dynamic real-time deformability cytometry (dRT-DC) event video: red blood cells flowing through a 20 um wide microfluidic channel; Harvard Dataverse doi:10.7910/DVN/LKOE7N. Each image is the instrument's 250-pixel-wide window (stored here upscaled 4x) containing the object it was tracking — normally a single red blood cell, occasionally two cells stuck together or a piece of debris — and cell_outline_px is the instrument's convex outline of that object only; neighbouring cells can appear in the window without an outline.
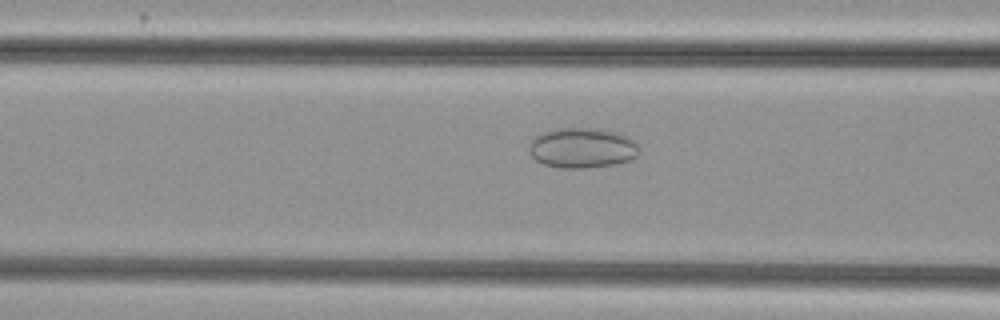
{"species": "common noctule bat (a hibernating species)", "species_latin": "Nyctalus noctula", "temperature_condition": "cold", "stored_images_in_passage": 18, "camera_frame_rate_fps": 3000, "um_per_image_px": 0.085, "animal": {"sex": "female", "body_mass_g": 29.2, "forearm_length_mm": 56.3}, "frame": {"image": 1, "passage_image": 16, "time_ms": 5.0, "image_size_px": [1000, 320], "cell_outline_px": [[640, 152], [636, 156], [628, 160], [616, 164], [584, 168], [560, 168], [544, 164], [536, 160], [532, 156], [528, 148], [532, 140], [536, 136], [552, 128], [596, 128], [620, 132], [628, 136], [640, 148]], "centroid_in_image_um": [49.5, 12.56], "position_along_channel_um": 117.1, "area_um2": 25.95}}